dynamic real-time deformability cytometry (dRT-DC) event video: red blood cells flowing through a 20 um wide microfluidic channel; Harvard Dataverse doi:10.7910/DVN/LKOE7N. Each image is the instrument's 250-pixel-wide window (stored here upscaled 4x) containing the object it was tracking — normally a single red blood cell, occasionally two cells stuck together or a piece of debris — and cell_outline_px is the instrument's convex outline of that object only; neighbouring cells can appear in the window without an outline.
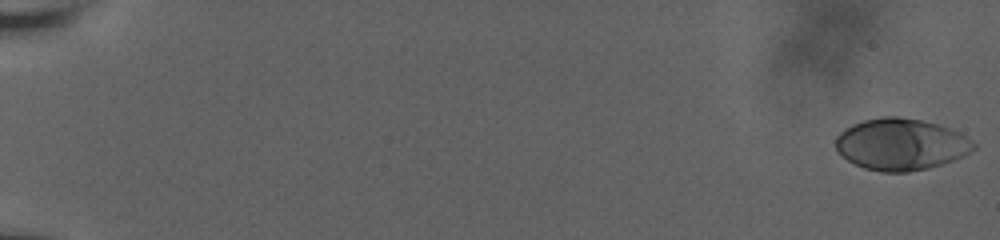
{"species": "human", "species_latin": "Homo sapiens", "temperature_condition": "room temperature", "stored_images_in_passage": 11, "camera_frame_rate_fps": 3000, "um_per_image_px": 0.085, "donor": {"sex": "male"}, "frame": {"image": 1, "passage_image": 1, "time_ms": 0.0, "image_size_px": [1000, 240], "cell_outline_px": [[976, 148], [952, 160], [928, 168], [908, 172], [880, 172], [864, 168], [848, 160], [836, 148], [836, 136], [844, 128], [852, 124], [864, 120], [880, 116], [900, 116], [924, 120], [960, 132], [976, 144]], "centroid_in_image_um": [76.56, 12.25], "position_along_channel_um": 8.4, "area_um2": 41.38}}